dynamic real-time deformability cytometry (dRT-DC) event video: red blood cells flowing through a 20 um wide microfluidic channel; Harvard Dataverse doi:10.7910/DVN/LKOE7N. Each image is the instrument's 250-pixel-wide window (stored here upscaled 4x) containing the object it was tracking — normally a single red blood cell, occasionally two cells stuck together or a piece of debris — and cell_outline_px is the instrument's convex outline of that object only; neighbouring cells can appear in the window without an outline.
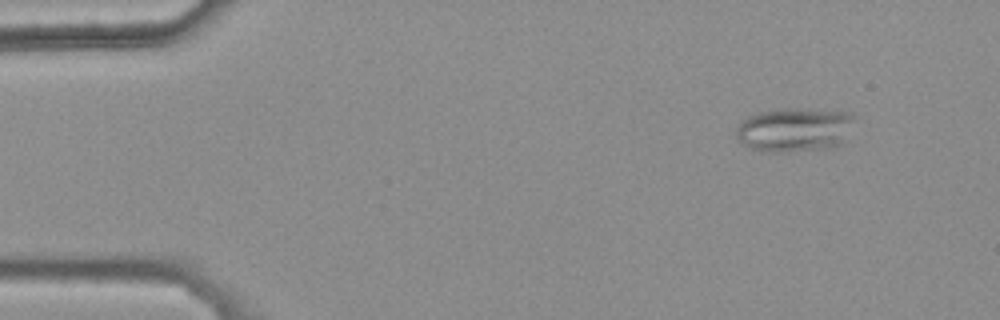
{"species": "common noctule bat (a hibernating species)", "species_latin": "Nyctalus noctula", "temperature_condition": "warm", "stored_images_in_passage": 43, "camera_frame_rate_fps": 3000, "um_per_image_px": 0.085, "animal": {"sex": "female", "body_mass_g": 25.1}, "frame": {"image": 1, "passage_image": 1, "time_ms": 0.0, "image_size_px": [1000, 320], "cell_outline_px": [[856, 116], [840, 144], [836, 148], [788, 152], [768, 152], [752, 148], [744, 144], [736, 136], [736, 128], [740, 120], [756, 112], [780, 108], [808, 108], [848, 112]], "centroid_in_image_um": [67.51, 11.01], "position_along_channel_um": 17.5, "area_um2": 30.81}}
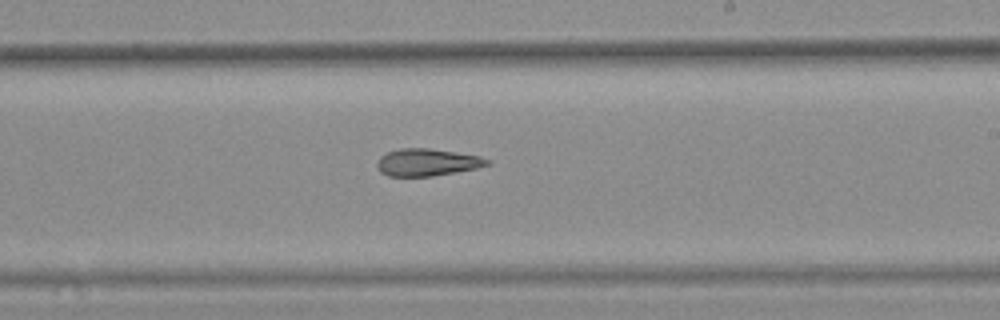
{"frame": {"image": 2, "passage_image": 27, "time_ms": 8.667, "image_size_px": [1000, 320], "cell_outline_px": [[492, 164], [476, 168], [456, 172], [432, 176], [388, 176], [380, 172], [376, 164], [380, 156], [388, 152], [400, 148], [428, 148], [480, 156], [492, 160]], "centroid_in_image_um": [36.32, 13.8], "position_along_channel_um": 252.7, "area_um2": 17.51}}
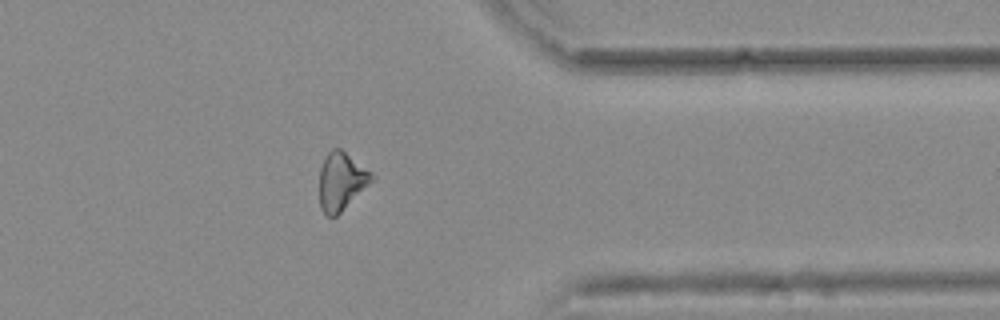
{"frame": {"image": 3, "passage_image": 38, "time_ms": 12.333, "image_size_px": [1000, 320], "cell_outline_px": [[376, 180], [336, 216], [328, 216], [320, 208], [320, 168], [328, 152], [332, 148], [340, 148], [372, 172], [376, 176]], "centroid_in_image_um": [29.06, 15.41], "position_along_channel_um": 382.3, "area_um2": 17.8}, "authors_computed_cell_mechanics": {"area_um2": 18.3226, "velocity_mm_per_s": 3.8236, "shape_relaxation_time_tau1_ms": null, "shape_relaxation_time_tau2_ms": 8.7621, "deformation_change_tau1": null, "deformation_change_tau2": 0.2114}}